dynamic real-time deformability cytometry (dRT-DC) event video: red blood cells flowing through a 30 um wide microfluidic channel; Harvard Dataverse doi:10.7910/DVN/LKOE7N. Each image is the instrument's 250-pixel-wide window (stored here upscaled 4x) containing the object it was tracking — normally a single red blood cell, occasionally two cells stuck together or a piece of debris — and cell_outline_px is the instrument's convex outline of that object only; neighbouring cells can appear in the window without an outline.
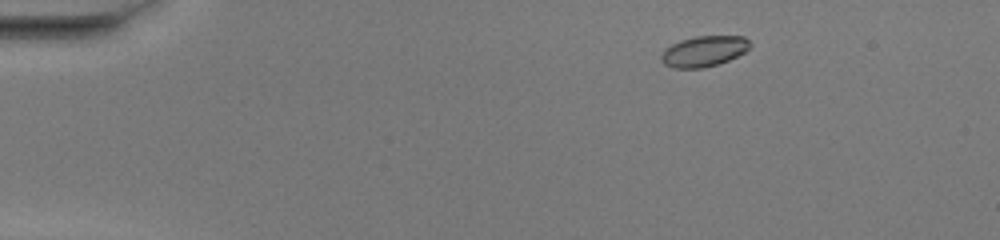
{"species": "common noctule bat (a hibernating species)", "species_latin": "Nyctalus noctula", "temperature_condition": "warm", "stored_images_in_passage": 48, "camera_frame_rate_fps": 3000, "um_per_image_px": 0.085, "animal": {"sex": "female", "body_mass_g": 20.0, "forearm_length_mm": 54.0}, "frame": {"image": 1, "passage_image": 5, "time_ms": 1.333, "image_size_px": [1000, 240], "cell_outline_px": [[752, 44], [744, 52], [728, 60], [704, 68], [676, 68], [664, 64], [660, 60], [660, 56], [664, 48], [680, 40], [696, 36], [744, 36]], "centroid_in_image_um": [59.8, 4.35], "position_along_channel_um": 25.2, "area_um2": 15.84}}
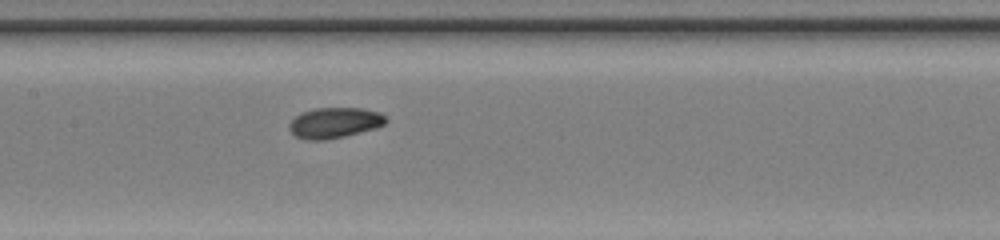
{"frame": {"image": 2, "passage_image": 23, "time_ms": 7.333, "image_size_px": [1000, 240], "cell_outline_px": [[388, 120], [384, 124], [376, 128], [344, 136], [324, 140], [304, 140], [296, 136], [288, 128], [288, 124], [300, 112], [316, 108], [364, 108], [380, 112], [388, 116]], "centroid_in_image_um": [28.45, 10.43], "position_along_channel_um": 178.9, "area_um2": 17.4}}
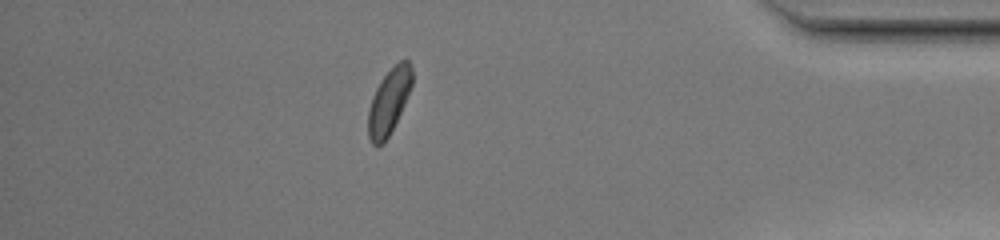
{"frame": {"image": 3, "passage_image": 42, "time_ms": 13.667, "image_size_px": [1000, 240], "cell_outline_px": [[412, 84], [404, 104], [384, 144], [372, 144], [368, 136], [368, 108], [372, 96], [380, 80], [400, 60], [408, 60], [412, 68]], "centroid_in_image_um": [33.04, 8.62], "position_along_channel_um": 402.2, "area_um2": 16.42}, "authors_computed_cell_mechanics": {"area_um2": 16.762, "velocity_mm_per_s": 4.0865, "shape_relaxation_time_tau1_ms": 3.5111, "shape_relaxation_time_tau2_ms": 2.7731, "deformation_change_tau1": 0.1079, "deformation_change_tau2": 0.0574}}